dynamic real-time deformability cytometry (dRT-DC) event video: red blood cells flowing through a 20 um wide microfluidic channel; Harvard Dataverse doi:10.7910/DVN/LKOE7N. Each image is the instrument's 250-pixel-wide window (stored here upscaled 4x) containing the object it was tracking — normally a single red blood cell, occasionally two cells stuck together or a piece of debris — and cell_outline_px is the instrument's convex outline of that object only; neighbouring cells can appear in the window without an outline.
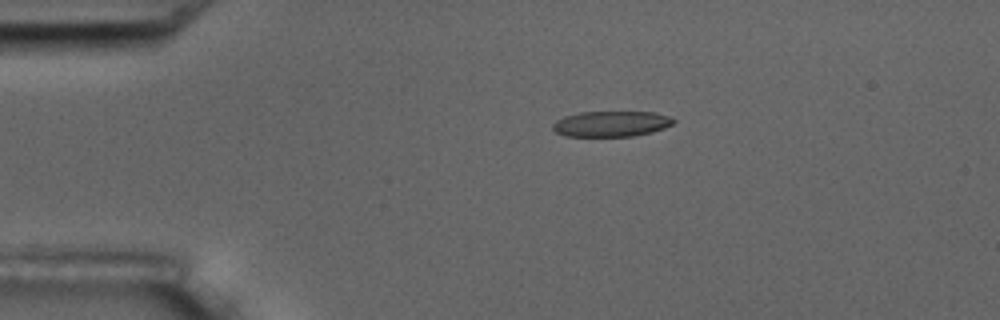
{"species": "common noctule bat (a hibernating species)", "species_latin": "Nyctalus noctula", "temperature_condition": "room temperature", "stored_images_in_passage": 6, "camera_frame_rate_fps": 3000, "um_per_image_px": 0.085, "animal": {"sex": "male", "body_mass_g": 17.5, "forearm_length_mm": 52.3}, "frame": {"image": 1, "passage_image": 4, "time_ms": 3.333, "image_size_px": [1000, 320], "cell_outline_px": [[676, 120], [672, 124], [664, 128], [652, 132], [632, 136], [564, 136], [556, 132], [552, 128], [552, 124], [556, 120], [564, 116], [580, 112], [656, 112], [672, 116]], "centroid_in_image_um": [51.97, 10.52], "position_along_channel_um": 33.0, "area_um2": 18.15}}